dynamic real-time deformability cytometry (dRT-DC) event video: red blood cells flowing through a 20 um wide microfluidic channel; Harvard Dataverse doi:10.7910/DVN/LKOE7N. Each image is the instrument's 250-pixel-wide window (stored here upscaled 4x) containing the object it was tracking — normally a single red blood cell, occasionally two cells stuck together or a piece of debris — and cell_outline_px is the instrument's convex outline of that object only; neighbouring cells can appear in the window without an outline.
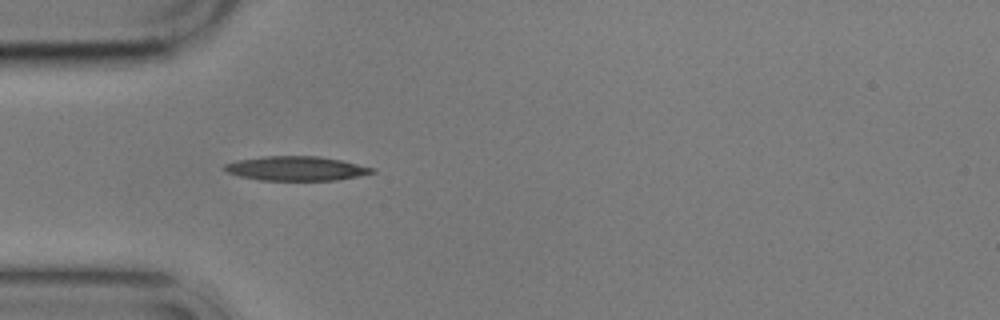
{"species": "common noctule bat (a hibernating species)", "species_latin": "Nyctalus noctula", "temperature_condition": "cold", "stored_images_in_passage": 3, "camera_frame_rate_fps": 3000, "um_per_image_px": 0.085, "animal": {"sex": "male", "body_mass_g": 17.9}, "frame": {"image": 1, "passage_image": 1, "time_ms": 0.0, "image_size_px": [1000, 320], "cell_outline_px": [[376, 172], [360, 176], [336, 180], [256, 180], [240, 176], [228, 172], [224, 168], [224, 164], [236, 160], [264, 156], [320, 156], [340, 160], [376, 168]], "centroid_in_image_um": [25.2, 14.32], "position_along_channel_um": 59.8, "area_um2": 20.98}}
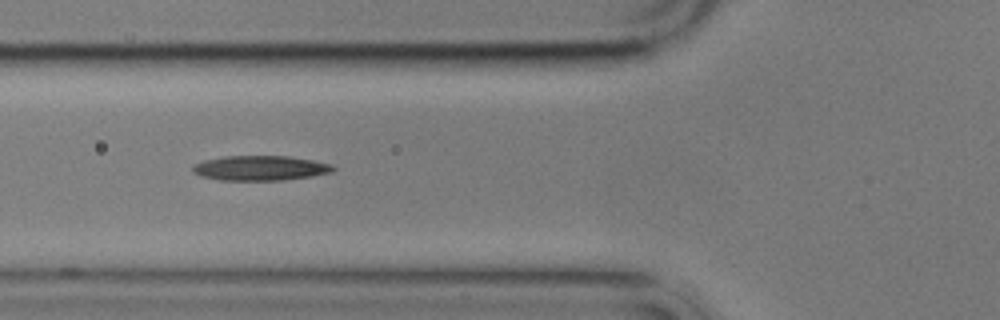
{"frame": {"image": 2, "passage_image": 2, "time_ms": 1.333, "image_size_px": [1000, 320], "cell_outline_px": [[336, 168], [332, 172], [312, 176], [284, 180], [220, 180], [200, 176], [192, 172], [192, 164], [204, 160], [224, 156], [288, 156], [312, 160], [332, 164]], "centroid_in_image_um": [22.1, 14.28], "position_along_channel_um": 103.7, "area_um2": 20.46}}